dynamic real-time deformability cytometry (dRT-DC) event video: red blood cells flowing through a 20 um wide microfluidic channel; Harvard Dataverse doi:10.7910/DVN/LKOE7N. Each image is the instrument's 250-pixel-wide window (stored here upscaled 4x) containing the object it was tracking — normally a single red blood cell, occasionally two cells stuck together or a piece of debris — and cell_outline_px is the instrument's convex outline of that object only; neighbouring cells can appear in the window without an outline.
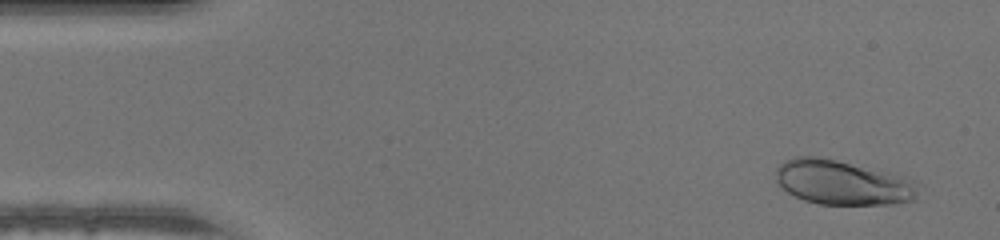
{"species": "human", "species_latin": "Homo sapiens", "temperature_condition": "warm", "stored_images_in_passage": 15, "camera_frame_rate_fps": 3000, "um_per_image_px": 0.085, "donor": {"sex": "male"}, "frame": {"image": 1, "passage_image": 3, "time_ms": 0.667, "image_size_px": [1000, 240], "cell_outline_px": [[924, 184], [916, 200], [896, 204], [820, 204], [804, 200], [780, 188], [776, 184], [776, 168], [784, 160], [796, 156], [820, 156], [904, 176]], "centroid_in_image_um": [71.68, 15.52], "position_along_channel_um": 13.3, "area_um2": 37.69}}
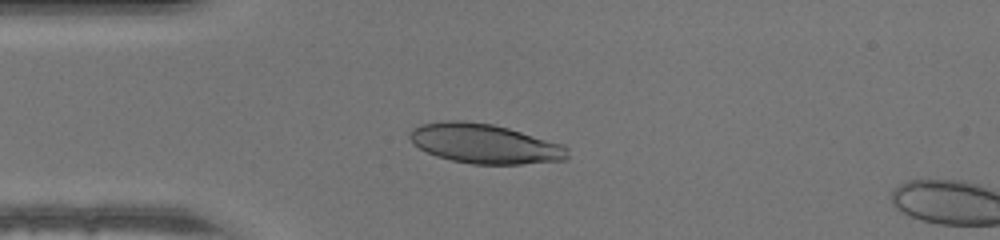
{"frame": {"image": 2, "passage_image": 12, "time_ms": 3.667, "image_size_px": [1000, 240], "cell_outline_px": [[568, 160], [520, 164], [472, 164], [452, 160], [436, 156], [412, 144], [408, 136], [408, 132], [412, 128], [420, 124], [444, 120], [460, 120], [492, 124], [508, 128], [564, 144], [568, 148]], "centroid_in_image_um": [41.18, 12.21], "position_along_channel_um": 43.8, "area_um2": 36.7}}